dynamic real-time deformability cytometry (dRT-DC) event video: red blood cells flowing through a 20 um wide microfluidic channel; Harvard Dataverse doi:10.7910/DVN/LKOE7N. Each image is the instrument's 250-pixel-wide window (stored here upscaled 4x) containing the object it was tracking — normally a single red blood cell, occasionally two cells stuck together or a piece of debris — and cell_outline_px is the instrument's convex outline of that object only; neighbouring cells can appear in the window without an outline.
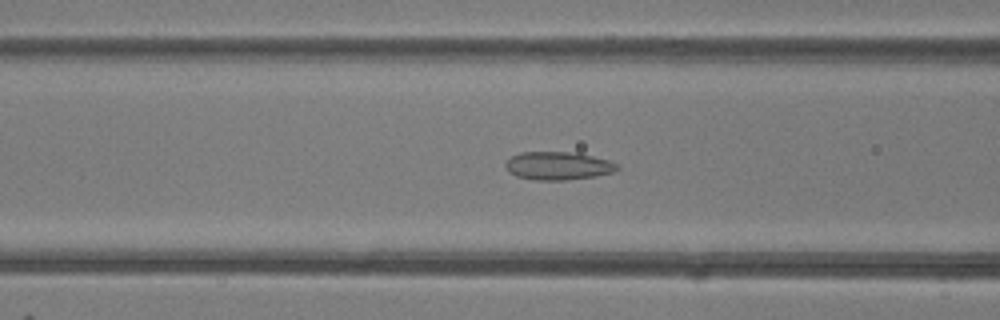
{"species": "common noctule bat (a hibernating species)", "species_latin": "Nyctalus noctula", "temperature_condition": "room temperature", "stored_images_in_passage": 49, "camera_frame_rate_fps": 3000, "um_per_image_px": 0.085, "animal": {"sex": "female"}, "frame": {"image": 1, "passage_image": 20, "time_ms": 6.333, "image_size_px": [1000, 320], "cell_outline_px": [[620, 168], [612, 172], [596, 176], [568, 180], [536, 180], [516, 176], [508, 172], [504, 164], [512, 156], [520, 152], [576, 152], [608, 160], [620, 164]], "centroid_in_image_um": [47.45, 14.09], "position_along_channel_um": 119.2, "area_um2": 18.44}}
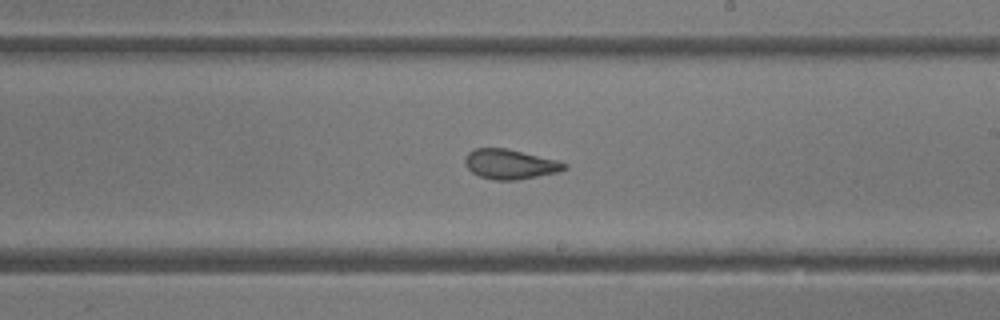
{"frame": {"image": 2, "passage_image": 29, "time_ms": 9.333, "image_size_px": [1000, 320], "cell_outline_px": [[568, 168], [560, 172], [516, 180], [492, 180], [480, 176], [472, 172], [464, 164], [464, 156], [468, 152], [476, 148], [504, 148], [556, 160], [568, 164]], "centroid_in_image_um": [43.34, 13.96], "position_along_channel_um": 245.7, "area_um2": 17.22}}
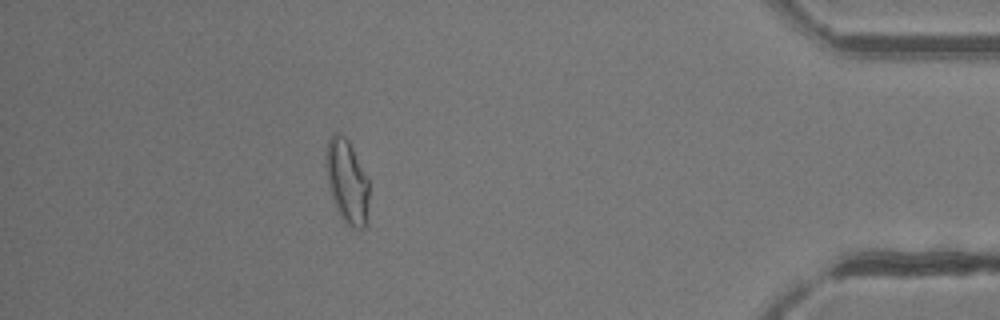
{"frame": {"image": 3, "passage_image": 44, "time_ms": 14.333, "image_size_px": [1000, 320], "cell_outline_px": [[368, 200], [364, 228], [352, 228], [340, 216], [332, 200], [328, 184], [328, 140], [332, 132], [340, 132], [348, 140], [368, 180]], "centroid_in_image_um": [29.5, 15.43], "position_along_channel_um": 405.7, "area_um2": 20.23}, "authors_computed_cell_mechanics": {"area_um2": 19.8254, "velocity_mm_per_s": 4.2191, "shape_relaxation_time_tau1_ms": null, "shape_relaxation_time_tau2_ms": 1.3217, "deformation_change_tau1": null, "deformation_change_tau2": 0.0747}}